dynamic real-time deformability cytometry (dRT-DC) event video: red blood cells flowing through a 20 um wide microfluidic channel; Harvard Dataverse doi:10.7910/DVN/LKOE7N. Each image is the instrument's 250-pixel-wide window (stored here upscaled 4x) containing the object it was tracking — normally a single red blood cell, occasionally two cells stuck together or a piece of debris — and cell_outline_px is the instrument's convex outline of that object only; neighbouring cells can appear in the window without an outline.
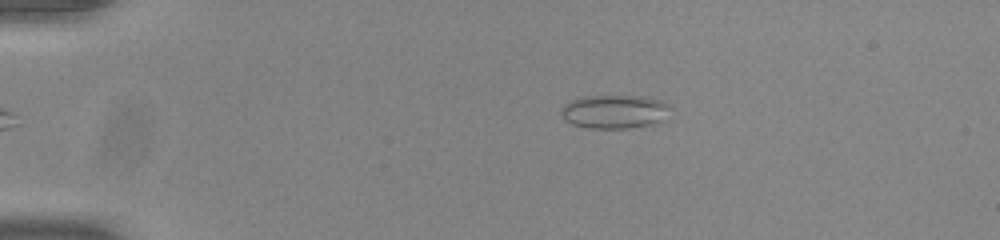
{"species": "common noctule bat (a hibernating species)", "species_latin": "Nyctalus noctula", "temperature_condition": "room temperature", "stored_images_in_passage": 43, "camera_frame_rate_fps": 3000, "um_per_image_px": 0.085, "animal": {"sex": "male", "body_mass_g": 20.0, "forearm_length_mm": 53.3}, "frame": {"image": 1, "passage_image": 1, "time_ms": 0.0, "image_size_px": [1000, 240], "cell_outline_px": [[668, 120], [628, 128], [588, 128], [572, 124], [564, 120], [560, 112], [560, 108], [564, 104], [572, 100], [584, 96], [640, 96], [660, 100], [668, 104]], "centroid_in_image_um": [52.21, 9.49], "position_along_channel_um": 32.8, "area_um2": 21.44}}
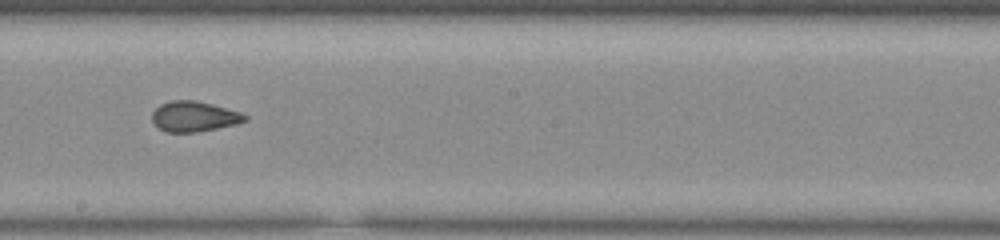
{"frame": {"image": 2, "passage_image": 21, "time_ms": 6.667, "image_size_px": [1000, 240], "cell_outline_px": [[248, 120], [236, 124], [196, 132], [164, 132], [152, 120], [152, 112], [160, 104], [172, 100], [196, 100], [212, 104], [240, 112], [248, 116]], "centroid_in_image_um": [16.5, 9.89], "position_along_channel_um": 231.7, "area_um2": 16.36}}
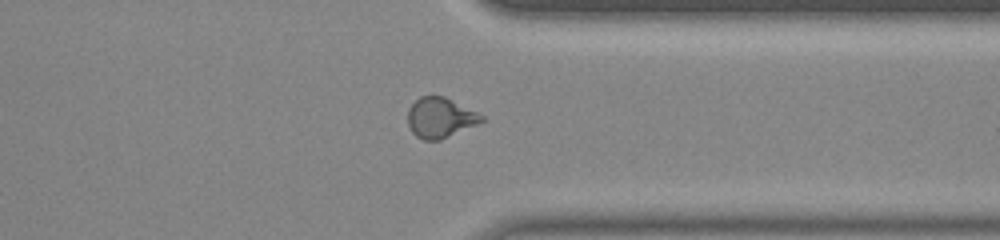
{"frame": {"image": 3, "passage_image": 32, "time_ms": 10.333, "image_size_px": [1000, 240], "cell_outline_px": [[484, 120], [476, 124], [440, 140], [424, 140], [416, 136], [412, 132], [408, 124], [408, 108], [420, 96], [444, 96], [484, 116]], "centroid_in_image_um": [37.38, 10.0], "position_along_channel_um": 374.0, "area_um2": 16.99}, "authors_computed_cell_mechanics": {"area_um2": 17.1666, "velocity_mm_per_s": 3.9122, "shape_relaxation_time_tau1_ms": 8.1765, "shape_relaxation_time_tau2_ms": 1.2803, "deformation_change_tau1": 0.1343, "deformation_change_tau2": 0.0732}}